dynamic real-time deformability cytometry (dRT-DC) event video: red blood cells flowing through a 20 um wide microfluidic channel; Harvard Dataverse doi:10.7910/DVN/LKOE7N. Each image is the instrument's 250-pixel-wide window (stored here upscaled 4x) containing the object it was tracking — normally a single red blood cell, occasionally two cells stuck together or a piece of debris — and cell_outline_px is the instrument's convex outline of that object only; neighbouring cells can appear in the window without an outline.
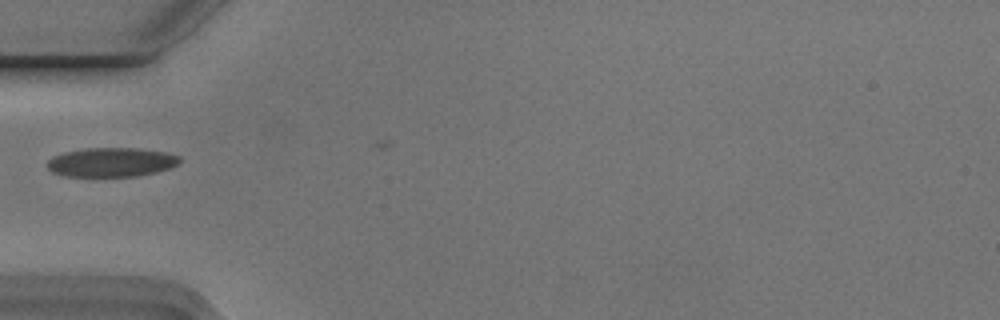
{"species": "Egyptian fruit bat (a non-hibernating species)", "species_latin": "Rousettus aegyptiacus", "temperature_condition": "cold", "stored_images_in_passage": 6, "camera_frame_rate_fps": 3000, "um_per_image_px": 0.085, "animal": {"sex": "male"}, "frame": {"image": 1, "passage_image": 5, "time_ms": 1.333, "image_size_px": [1000, 320], "cell_outline_px": [[180, 160], [172, 168], [156, 172], [136, 176], [64, 176], [52, 172], [48, 168], [48, 160], [52, 156], [64, 152], [84, 148], [136, 148], [168, 152], [180, 156]], "centroid_in_image_um": [9.47, 13.78], "position_along_channel_um": 75.5, "area_um2": 22.6}}